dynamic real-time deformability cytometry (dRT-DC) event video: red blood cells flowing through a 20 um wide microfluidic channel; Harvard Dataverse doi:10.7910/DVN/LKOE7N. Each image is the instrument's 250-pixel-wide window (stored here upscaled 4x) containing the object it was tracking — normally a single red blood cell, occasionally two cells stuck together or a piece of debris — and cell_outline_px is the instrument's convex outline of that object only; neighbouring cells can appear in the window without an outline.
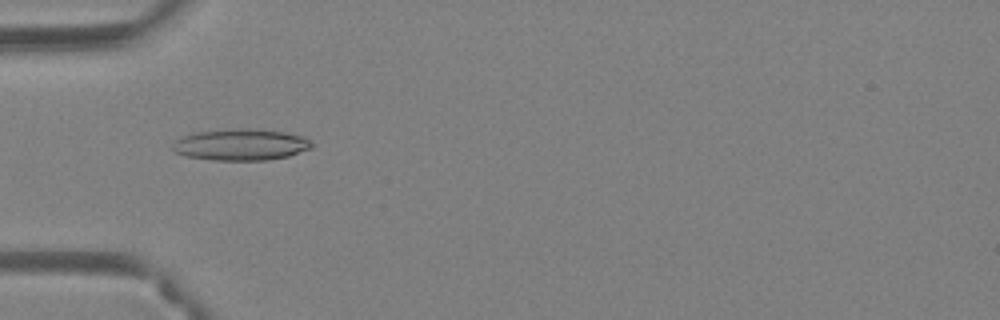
{"species": "Egyptian fruit bat (a non-hibernating species)", "species_latin": "Rousettus aegyptiacus", "temperature_condition": "warm", "stored_images_in_passage": 51, "camera_frame_rate_fps": 3000, "um_per_image_px": 0.085, "animal": {"sex": "female"}, "frame": {"image": 1, "passage_image": 17, "time_ms": 5.333, "image_size_px": [1000, 320], "cell_outline_px": [[312, 148], [288, 156], [268, 160], [216, 160], [184, 156], [176, 152], [172, 148], [172, 144], [176, 140], [192, 132], [232, 128], [248, 128], [284, 132], [304, 136], [312, 144]], "centroid_in_image_um": [20.45, 12.29], "position_along_channel_um": 64.5, "area_um2": 25.61}}
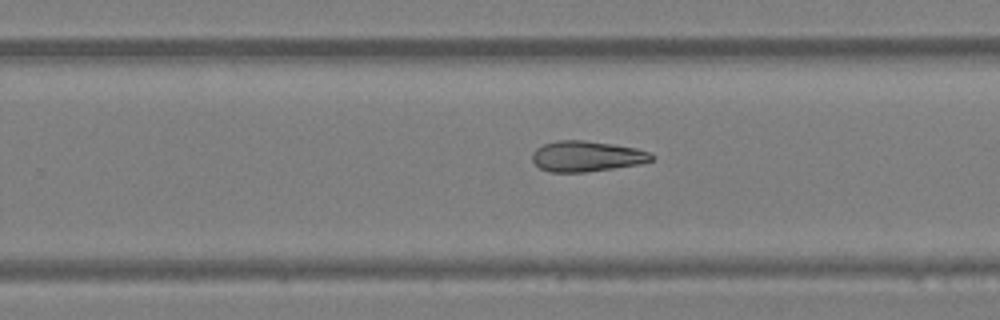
{"frame": {"image": 2, "passage_image": 33, "time_ms": 10.667, "image_size_px": [1000, 320], "cell_outline_px": [[656, 156], [652, 160], [640, 164], [584, 172], [552, 172], [540, 168], [532, 160], [532, 152], [536, 148], [544, 144], [556, 140], [584, 140], [612, 144], [636, 148], [648, 152]], "centroid_in_image_um": [49.85, 13.27], "position_along_channel_um": 279.9, "area_um2": 21.21}}
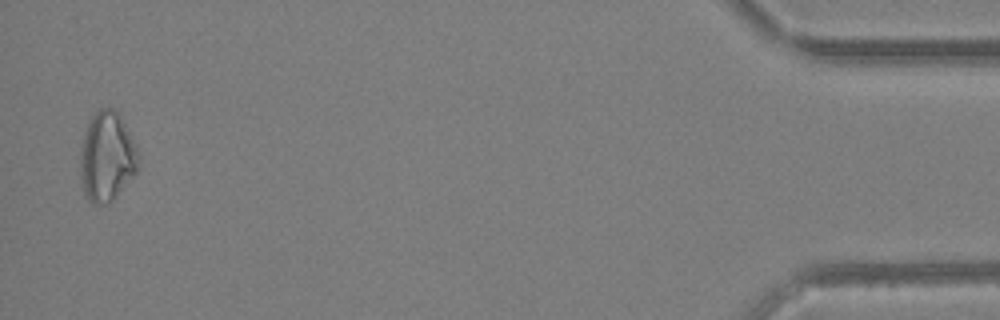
{"frame": {"image": 3, "passage_image": 50, "time_ms": 16.333, "image_size_px": [1000, 320], "cell_outline_px": [[140, 168], [116, 196], [108, 204], [92, 204], [88, 200], [84, 192], [80, 176], [80, 148], [88, 124], [92, 116], [100, 108], [112, 108], [120, 112], [140, 152]], "centroid_in_image_um": [9.12, 13.31], "position_along_channel_um": 426.1, "area_um2": 30.92}}